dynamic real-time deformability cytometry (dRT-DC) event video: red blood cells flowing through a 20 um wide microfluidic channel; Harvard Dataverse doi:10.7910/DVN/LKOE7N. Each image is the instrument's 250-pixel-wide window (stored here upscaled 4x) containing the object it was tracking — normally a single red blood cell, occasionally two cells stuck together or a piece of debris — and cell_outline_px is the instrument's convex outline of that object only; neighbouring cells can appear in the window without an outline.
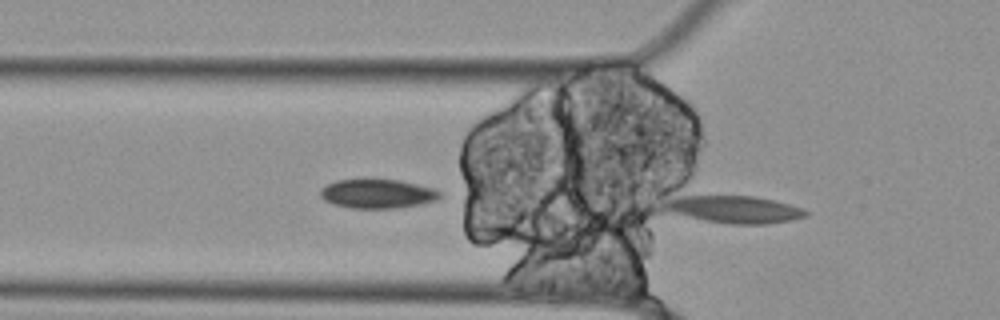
{"species": "Egyptian fruit bat (a non-hibernating species)", "species_latin": "Rousettus aegyptiacus", "temperature_condition": "cold", "stored_images_in_passage": 2, "camera_frame_rate_fps": 3000, "um_per_image_px": 0.085, "animal": {"sex": "female"}, "frame": {"image": 1, "passage_image": 2, "time_ms": 0.333, "image_size_px": [1000, 320], "cell_outline_px": [[808, 216], [792, 220], [764, 224], [728, 224], [704, 220], [672, 212], [660, 208], [668, 200], [680, 196], [756, 196], [788, 204], [800, 208], [808, 212]], "centroid_in_image_um": [62.42, 17.8], "position_along_channel_um": 63.4, "area_um2": 22.2}}